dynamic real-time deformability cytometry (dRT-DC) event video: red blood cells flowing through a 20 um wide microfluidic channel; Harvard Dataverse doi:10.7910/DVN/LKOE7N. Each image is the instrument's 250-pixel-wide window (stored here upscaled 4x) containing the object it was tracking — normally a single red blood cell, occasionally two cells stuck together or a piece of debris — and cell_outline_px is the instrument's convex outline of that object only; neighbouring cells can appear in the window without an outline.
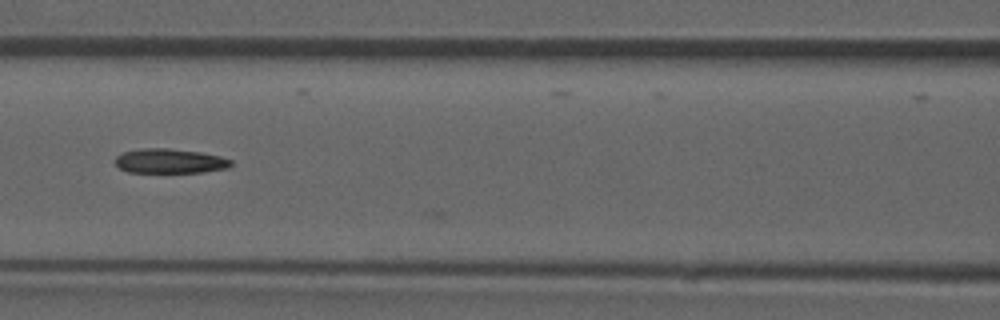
{"species": "common noctule bat (a hibernating species)", "species_latin": "Nyctalus noctula", "temperature_condition": "room temperature", "stored_images_in_passage": 23, "camera_frame_rate_fps": 3000, "um_per_image_px": 0.085, "animal": {"sex": "male", "forearm_length_mm": 52.5}, "frame": {"image": 1, "passage_image": 22, "time_ms": 7.0, "image_size_px": [1000, 320], "cell_outline_px": [[232, 164], [228, 168], [204, 172], [128, 172], [120, 168], [112, 160], [116, 156], [124, 152], [140, 148], [168, 148], [200, 152], [220, 156], [232, 160]], "centroid_in_image_um": [14.42, 13.68], "position_along_channel_um": 152.2, "area_um2": 16.65}}